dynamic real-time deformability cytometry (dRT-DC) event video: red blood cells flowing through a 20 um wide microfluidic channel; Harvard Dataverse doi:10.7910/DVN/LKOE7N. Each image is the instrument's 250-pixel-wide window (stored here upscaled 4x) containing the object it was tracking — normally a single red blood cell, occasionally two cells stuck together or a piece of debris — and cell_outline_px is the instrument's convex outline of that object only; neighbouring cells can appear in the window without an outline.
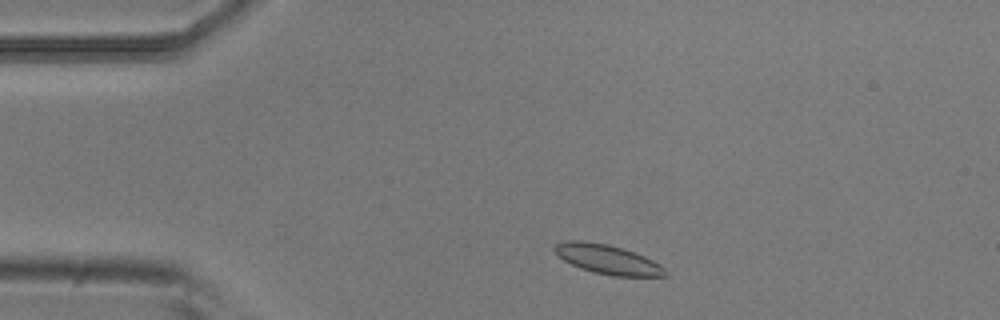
{"species": "common noctule bat (a hibernating species)", "species_latin": "Nyctalus noctula", "temperature_condition": "room temperature", "stored_images_in_passage": 3, "camera_frame_rate_fps": 3000, "um_per_image_px": 0.085, "animal": {"sex": "male", "body_mass_g": 20.5, "forearm_length_mm": 52.5}, "frame": {"image": 1, "passage_image": 2, "time_ms": 0.333, "image_size_px": [1000, 320], "cell_outline_px": [[668, 276], [612, 276], [592, 272], [580, 268], [564, 260], [556, 252], [556, 244], [568, 240], [584, 240], [608, 244], [644, 256], [660, 264], [668, 272]], "centroid_in_image_um": [51.68, 22.05], "position_along_channel_um": 33.3, "area_um2": 18.73}}